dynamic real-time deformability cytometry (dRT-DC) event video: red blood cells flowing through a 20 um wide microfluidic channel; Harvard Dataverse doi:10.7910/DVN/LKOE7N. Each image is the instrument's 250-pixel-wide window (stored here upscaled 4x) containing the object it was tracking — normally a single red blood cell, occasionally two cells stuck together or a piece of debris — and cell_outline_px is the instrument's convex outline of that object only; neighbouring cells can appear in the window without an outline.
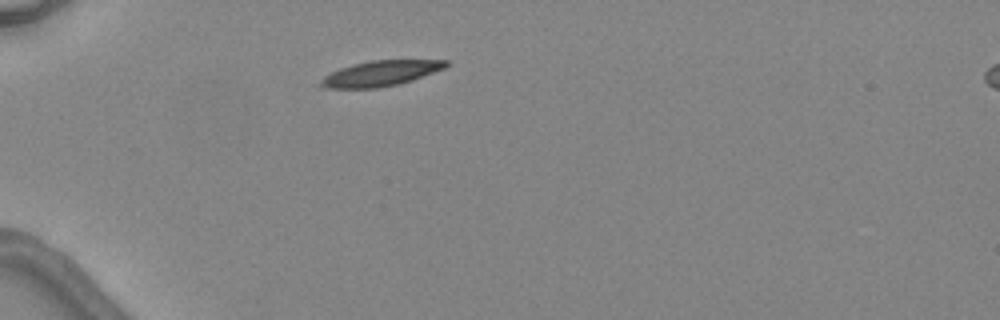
{"species": "common noctule bat (a hibernating species)", "species_latin": "Nyctalus noctula", "temperature_condition": "warm", "stored_images_in_passage": 2, "camera_frame_rate_fps": 3000, "um_per_image_px": 0.085, "animal": {"sex": "female", "body_mass_g": 24.6, "forearm_length_mm": 56.2}, "frame": {"image": 1, "passage_image": 1, "time_ms": 0.0, "image_size_px": [1000, 320], "cell_outline_px": [[452, 64], [444, 68], [412, 80], [396, 84], [376, 88], [320, 88], [316, 84], [324, 76], [340, 68], [352, 64], [372, 60], [448, 60]], "centroid_in_image_um": [32.31, 6.24], "position_along_channel_um": 52.7, "area_um2": 18.55}}